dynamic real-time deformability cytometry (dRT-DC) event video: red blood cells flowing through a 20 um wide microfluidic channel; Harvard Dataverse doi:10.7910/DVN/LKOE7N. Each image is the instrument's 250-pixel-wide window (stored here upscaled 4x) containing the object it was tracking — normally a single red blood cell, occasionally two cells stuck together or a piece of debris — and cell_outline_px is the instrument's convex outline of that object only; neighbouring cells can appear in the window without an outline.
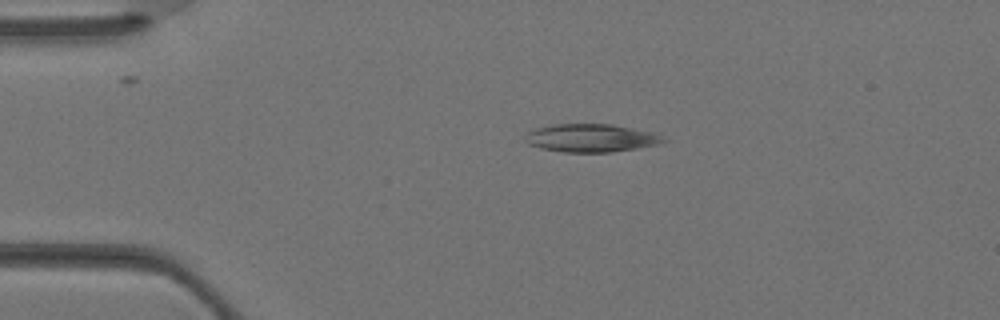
{"species": "Egyptian fruit bat (a non-hibernating species)", "species_latin": "Rousettus aegyptiacus", "temperature_condition": "warm", "stored_images_in_passage": 3, "camera_frame_rate_fps": 3000, "um_per_image_px": 0.085, "animal": {"sex": "female"}, "frame": {"image": 1, "passage_image": 3, "time_ms": 0.667, "image_size_px": [1000, 320], "cell_outline_px": [[668, 140], [656, 144], [636, 148], [612, 152], [564, 152], [540, 148], [528, 144], [524, 140], [528, 132], [536, 128], [552, 124], [612, 124], [656, 132]], "centroid_in_image_um": [50.24, 11.72], "position_along_channel_um": 34.8, "area_um2": 22.66}}